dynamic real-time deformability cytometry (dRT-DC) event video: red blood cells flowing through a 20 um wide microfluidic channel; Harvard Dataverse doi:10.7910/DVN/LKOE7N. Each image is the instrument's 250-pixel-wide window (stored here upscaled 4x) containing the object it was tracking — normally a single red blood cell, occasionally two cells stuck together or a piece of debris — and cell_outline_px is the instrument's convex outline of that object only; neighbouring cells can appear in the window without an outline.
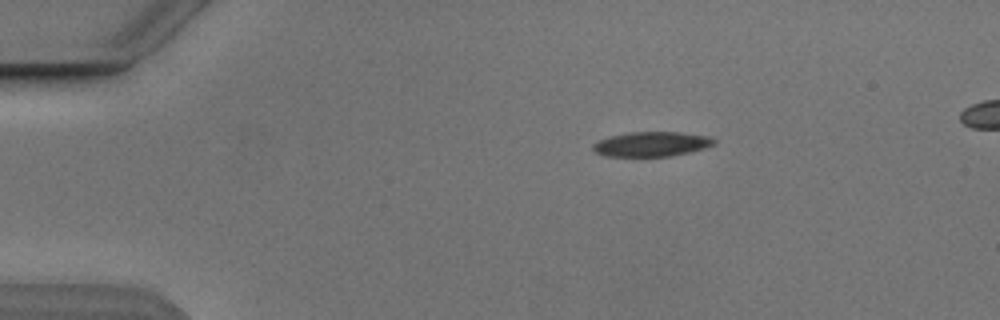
{"species": "Egyptian fruit bat (a non-hibernating species)", "species_latin": "Rousettus aegyptiacus", "temperature_condition": "cold", "stored_images_in_passage": 4, "camera_frame_rate_fps": 3000, "um_per_image_px": 0.085, "animal": {"sex": "male"}, "frame": {"image": 1, "passage_image": 1, "time_ms": 0.0, "image_size_px": [1000, 320], "cell_outline_px": [[716, 144], [704, 148], [688, 152], [668, 156], [608, 156], [596, 152], [592, 148], [592, 144], [596, 140], [608, 136], [628, 132], [676, 132], [708, 136], [716, 140]], "centroid_in_image_um": [55.34, 12.24], "position_along_channel_um": 29.7, "area_um2": 17.4}}
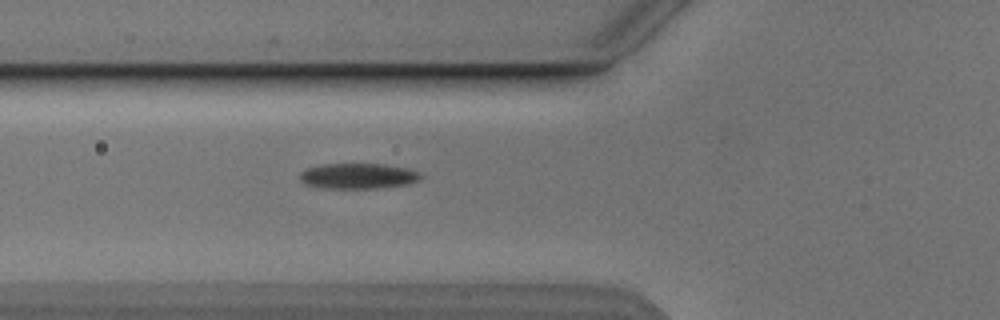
{"frame": {"image": 2, "passage_image": 4, "time_ms": 3.333, "image_size_px": [1000, 320], "cell_outline_px": [[424, 176], [420, 180], [408, 184], [384, 188], [316, 188], [304, 184], [300, 180], [300, 172], [308, 168], [320, 164], [384, 164], [408, 168], [420, 172]], "centroid_in_image_um": [30.46, 14.97], "position_along_channel_um": 95.3, "area_um2": 18.32}}